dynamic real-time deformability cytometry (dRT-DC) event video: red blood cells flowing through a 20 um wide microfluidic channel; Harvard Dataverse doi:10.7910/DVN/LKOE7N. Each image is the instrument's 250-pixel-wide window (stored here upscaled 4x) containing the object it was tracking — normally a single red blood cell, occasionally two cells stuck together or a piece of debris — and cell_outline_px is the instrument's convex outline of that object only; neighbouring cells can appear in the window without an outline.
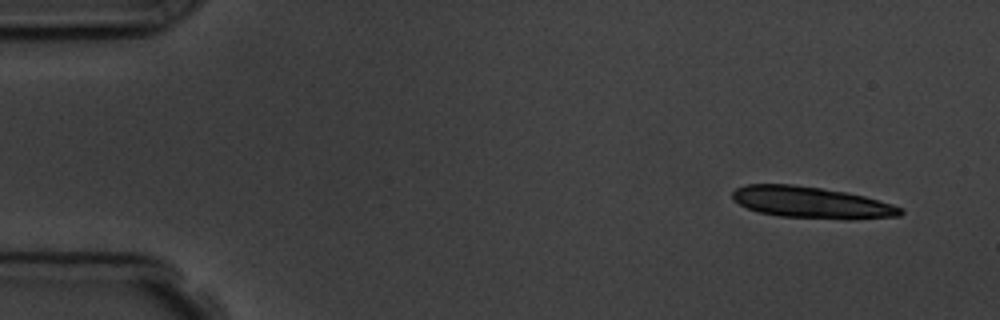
{"species": "common noctule bat (a hibernating species)", "species_latin": "Nyctalus noctula", "temperature_condition": "room temperature", "stored_images_in_passage": 4, "camera_frame_rate_fps": 3000, "um_per_image_px": 0.085, "animal": {"sex": "male", "body_mass_g": 19.5, "forearm_length_mm": 54.6}, "frame": {"image": 1, "passage_image": 1, "time_ms": 0.0, "image_size_px": [1000, 320], "cell_outline_px": [[904, 212], [900, 216], [852, 220], [848, 220], [780, 216], [760, 212], [748, 208], [732, 200], [732, 192], [736, 188], [748, 184], [792, 184], [820, 188], [844, 192], [864, 196], [892, 204], [904, 208]], "centroid_in_image_um": [69.01, 17.22], "position_along_channel_um": 16.0, "area_um2": 30.92}}